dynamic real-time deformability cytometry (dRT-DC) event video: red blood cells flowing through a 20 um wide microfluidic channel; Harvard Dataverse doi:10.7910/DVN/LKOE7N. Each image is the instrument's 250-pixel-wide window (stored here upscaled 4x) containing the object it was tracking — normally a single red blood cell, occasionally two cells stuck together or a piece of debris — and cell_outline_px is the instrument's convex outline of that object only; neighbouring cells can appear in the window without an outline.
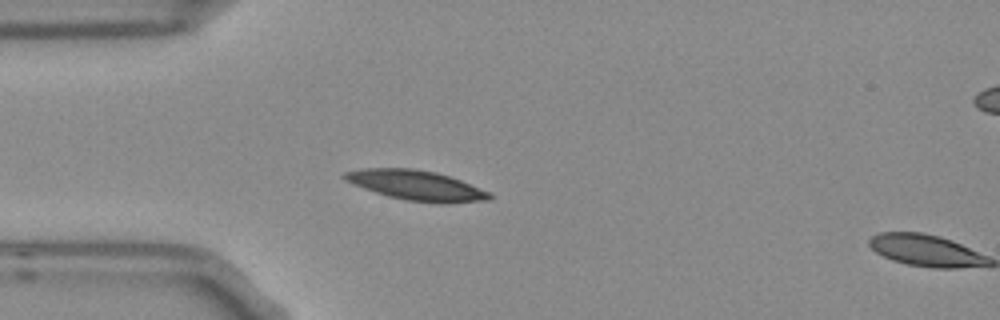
{"species": "Egyptian fruit bat (a non-hibernating species)", "species_latin": "Rousettus aegyptiacus", "temperature_condition": "room temperature", "stored_images_in_passage": 3, "segment_of_instrument_passage": [1, 2], "camera_frame_rate_fps": 3000, "um_per_image_px": 0.085, "frame": {"image": 1, "passage_image": 2, "time_ms": 0.333, "image_size_px": [1000, 320], "cell_outline_px": [[492, 196], [488, 200], [444, 204], [440, 204], [408, 200], [388, 196], [352, 184], [344, 180], [340, 176], [344, 172], [364, 168], [412, 168], [436, 172], [460, 180], [488, 192]], "centroid_in_image_um": [35.34, 15.75], "position_along_channel_um": 49.7, "area_um2": 25.14}}